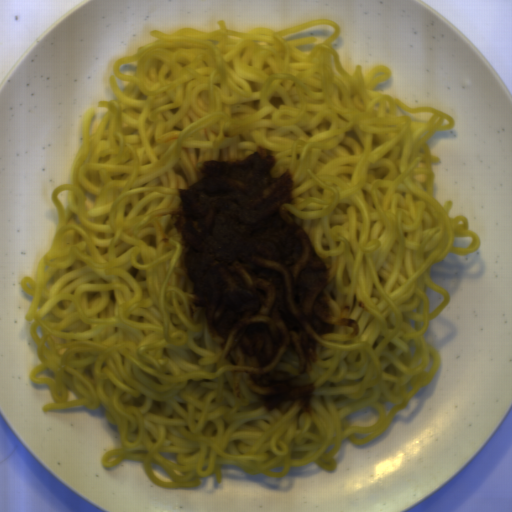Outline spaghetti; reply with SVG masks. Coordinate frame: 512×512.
<instances>
[{"label":"spaghetti","instance_id":"1","mask_svg":"<svg viewBox=\"0 0 512 512\" xmlns=\"http://www.w3.org/2000/svg\"><path fill=\"white\" fill-rule=\"evenodd\" d=\"M326 24L333 36L319 45L282 37ZM218 26L153 30L156 40L114 60L113 73L129 82L120 90L109 76L117 99L98 102L107 111L94 134L87 109L71 183L50 195L59 215L51 245L35 279L20 282L33 298L26 322L41 360L29 381L53 396L42 412L102 405L120 440L102 465L140 461L161 488H197L212 474L220 484L221 465L280 479L311 462L335 472L343 442H370L439 371L423 336L451 298L431 267L481 244L466 216L450 217L452 201L434 195L440 160L428 143L455 120L380 93L389 67L347 72L333 48L338 22ZM304 44L309 55L296 48ZM129 60L136 70L122 74ZM397 106L432 114L412 122ZM262 147L277 176L291 173L296 201L285 207L330 273L333 331L317 362L305 371L286 352L280 365L313 387L311 415L262 409L246 368L225 355L197 307L173 224L178 190L201 163ZM454 237H471L469 246L452 248ZM426 285L444 298L432 312ZM344 317L357 320L355 338ZM46 368L54 380L36 377ZM68 387L77 400L68 402ZM367 405L376 423L349 426ZM152 462L173 481L155 477Z\"/></svg>","mask_w":512,"mask_h":512}]
</instances>
